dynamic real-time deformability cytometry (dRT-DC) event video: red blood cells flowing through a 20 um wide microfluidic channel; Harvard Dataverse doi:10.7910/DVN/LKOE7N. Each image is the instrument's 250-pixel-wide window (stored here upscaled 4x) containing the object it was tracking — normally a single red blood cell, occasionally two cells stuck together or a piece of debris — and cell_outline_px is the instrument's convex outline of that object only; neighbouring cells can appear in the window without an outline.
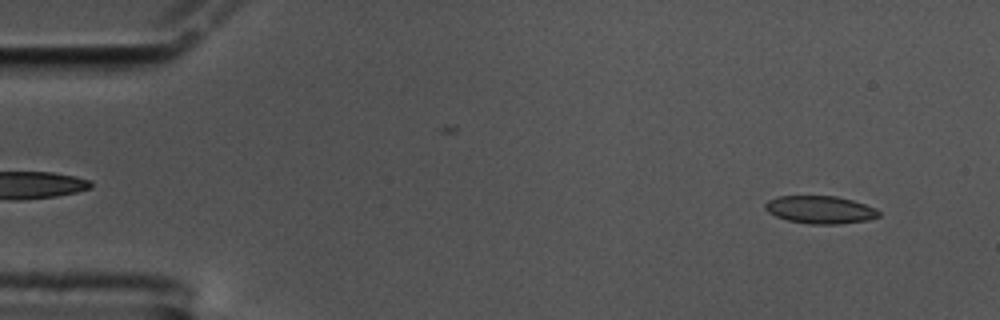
{"species": "common noctule bat (a hibernating species)", "species_latin": "Nyctalus noctula", "temperature_condition": "cold", "stored_images_in_passage": 57, "camera_frame_rate_fps": 3000, "um_per_image_px": 0.085, "animal": {"sex": "male", "body_mass_g": 17.5, "forearm_length_mm": 52.3}, "frame": {"image": 1, "passage_image": 4, "time_ms": 1.0, "image_size_px": [1000, 320], "cell_outline_px": [[880, 216], [868, 220], [840, 224], [808, 224], [788, 220], [776, 216], [768, 212], [764, 208], [764, 204], [768, 200], [776, 196], [836, 196], [852, 200], [876, 208], [880, 212]], "centroid_in_image_um": [69.71, 17.82], "position_along_channel_um": 15.3, "area_um2": 18.44}}
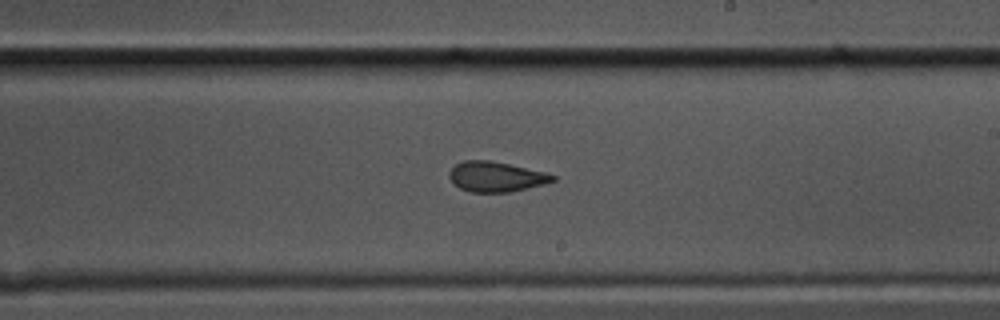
{"frame": {"image": 2, "passage_image": 33, "time_ms": 10.667, "image_size_px": [1000, 320], "cell_outline_px": [[556, 180], [544, 184], [508, 192], [468, 192], [460, 188], [448, 176], [448, 172], [456, 164], [464, 160], [488, 160], [508, 164], [544, 172], [556, 176]], "centroid_in_image_um": [42.14, 15.02], "position_along_channel_um": 246.9, "area_um2": 17.92}}
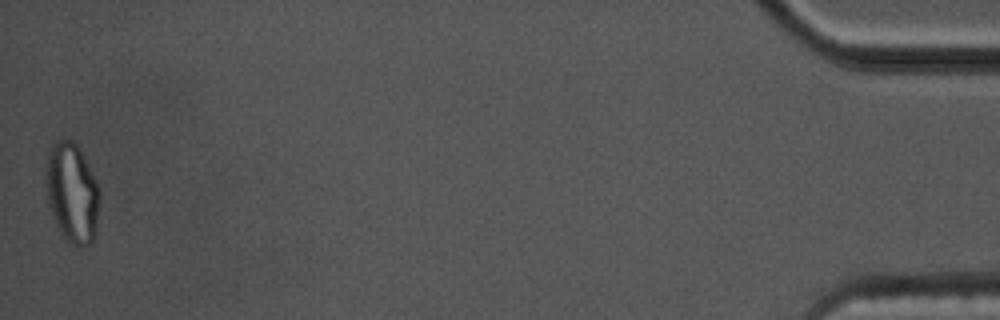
{"frame": {"image": 3, "passage_image": 57, "time_ms": 18.667, "image_size_px": [1000, 320], "cell_outline_px": [[100, 192], [96, 224], [92, 244], [84, 248], [76, 248], [60, 236], [52, 216], [48, 204], [44, 180], [44, 172], [48, 152], [52, 144], [56, 140], [72, 140], [76, 144], [100, 188]], "centroid_in_image_um": [6.08, 16.45], "position_along_channel_um": 429.1, "area_um2": 31.85}, "authors_computed_cell_mechanics": {"area_um2": 18.9584, "velocity_mm_per_s": 3.4565, "shape_relaxation_time_tau1_ms": null, "shape_relaxation_time_tau2_ms": 1.5938, "deformation_change_tau1": null, "deformation_change_tau2": 0.08}}